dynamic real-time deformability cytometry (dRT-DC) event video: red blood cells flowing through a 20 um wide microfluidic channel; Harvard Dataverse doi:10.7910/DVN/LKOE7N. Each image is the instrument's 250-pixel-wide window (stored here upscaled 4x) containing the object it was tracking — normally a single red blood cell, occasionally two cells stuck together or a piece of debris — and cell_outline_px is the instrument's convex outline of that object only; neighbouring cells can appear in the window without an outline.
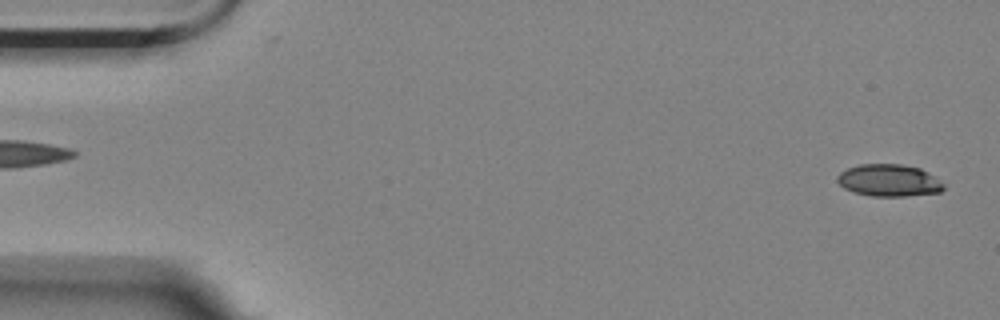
{"species": "Egyptian fruit bat (a non-hibernating species)", "species_latin": "Rousettus aegyptiacus", "temperature_condition": "room temperature", "stored_images_in_passage": 6, "camera_frame_rate_fps": 3000, "um_per_image_px": 0.085, "animal": {"sex": "female"}, "frame": {"image": 1, "passage_image": 1, "time_ms": 0.0, "image_size_px": [1000, 320], "cell_outline_px": [[944, 188], [940, 192], [904, 196], [872, 196], [852, 192], [844, 188], [836, 180], [836, 176], [840, 172], [848, 168], [860, 164], [900, 164], [920, 168], [940, 180], [944, 184]], "centroid_in_image_um": [75.54, 15.33], "position_along_channel_um": 9.5, "area_um2": 19.88}}